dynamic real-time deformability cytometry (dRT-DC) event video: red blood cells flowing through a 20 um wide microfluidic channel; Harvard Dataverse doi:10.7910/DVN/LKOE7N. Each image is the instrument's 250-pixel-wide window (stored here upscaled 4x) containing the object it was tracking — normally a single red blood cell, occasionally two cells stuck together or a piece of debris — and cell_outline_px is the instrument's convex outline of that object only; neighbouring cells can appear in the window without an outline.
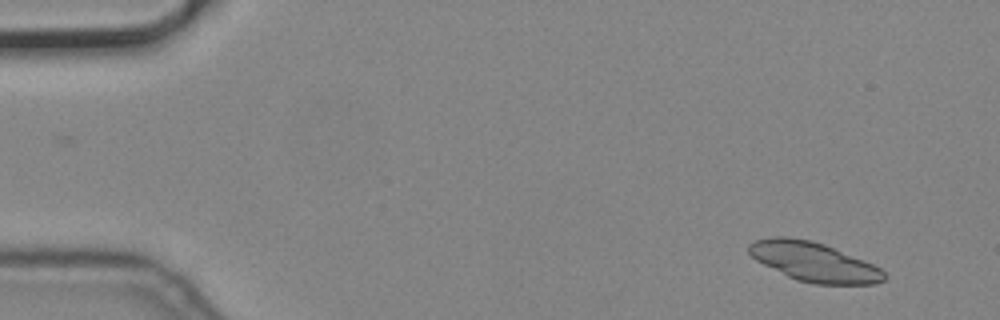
{"species": "common noctule bat (a hibernating species)", "species_latin": "Nyctalus noctula", "temperature_condition": "cold", "stored_images_in_passage": 4, "camera_frame_rate_fps": 3000, "um_per_image_px": 0.085, "animal": {"sex": "male", "body_mass_g": 19.2, "forearm_length_mm": 51.8}, "frame": {"image": 1, "passage_image": 1, "time_ms": 0.0, "image_size_px": [1000, 320], "cell_outline_px": [[888, 276], [884, 280], [876, 284], [816, 284], [796, 280], [756, 260], [748, 252], [748, 244], [756, 240], [772, 236], [784, 236], [812, 240], [824, 244], [864, 260], [880, 268]], "centroid_in_image_um": [69.18, 22.25], "position_along_channel_um": 15.8, "area_um2": 30.87}}